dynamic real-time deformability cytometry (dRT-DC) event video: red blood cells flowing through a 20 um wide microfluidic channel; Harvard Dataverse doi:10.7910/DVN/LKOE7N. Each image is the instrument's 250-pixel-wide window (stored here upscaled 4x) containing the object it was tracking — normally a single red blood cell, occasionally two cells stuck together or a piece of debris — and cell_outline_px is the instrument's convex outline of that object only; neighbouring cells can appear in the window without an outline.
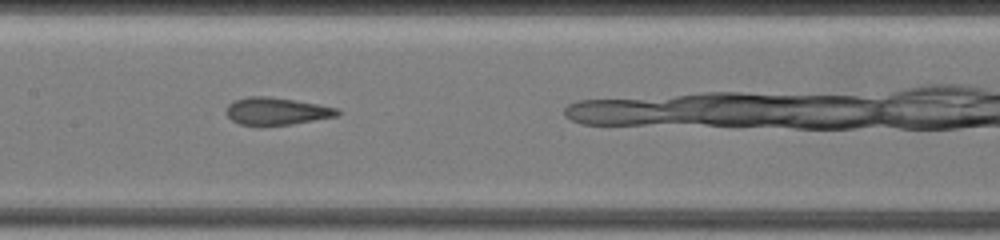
{"species": "common noctule bat (a hibernating species)", "species_latin": "Nyctalus noctula", "temperature_condition": "warm", "stored_images_in_passage": 25, "camera_frame_rate_fps": 3000, "um_per_image_px": 0.085, "animal": {"sex": "female", "body_mass_g": 19.5, "forearm_length_mm": 54.1}, "frame": {"image": 1, "passage_image": 8, "time_ms": 2.333, "image_size_px": [1000, 240], "cell_outline_px": [[340, 112], [336, 116], [292, 124], [240, 124], [232, 120], [228, 116], [228, 104], [236, 100], [248, 96], [268, 96], [296, 100], [336, 108]], "centroid_in_image_um": [23.51, 9.43], "position_along_channel_um": 183.9, "area_um2": 17.17}}
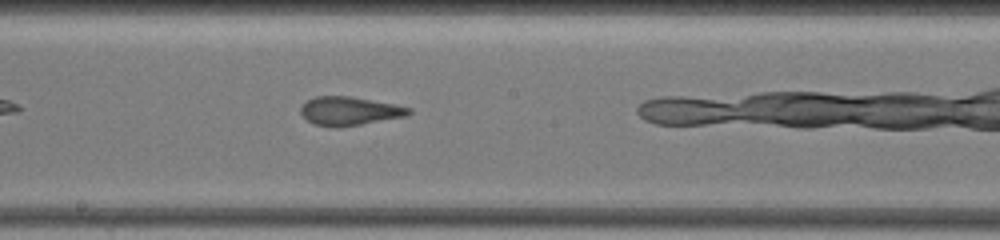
{"frame": {"image": 2, "passage_image": 11, "time_ms": 3.333, "image_size_px": [1000, 240], "cell_outline_px": [[412, 112], [408, 116], [336, 128], [316, 124], [308, 120], [300, 112], [300, 108], [308, 100], [316, 96], [348, 96], [392, 104], [412, 108]], "centroid_in_image_um": [29.72, 9.44], "position_along_channel_um": 218.5, "area_um2": 17.74}, "authors_computed_cell_mechanics": {"area_um2": 17.629, "velocity_mm_per_s": 3.4757, "shape_relaxation_time_tau1_ms": null, "shape_relaxation_time_tau2_ms": 1.1991, "deformation_change_tau1": null, "deformation_change_tau2": 0.0693}}